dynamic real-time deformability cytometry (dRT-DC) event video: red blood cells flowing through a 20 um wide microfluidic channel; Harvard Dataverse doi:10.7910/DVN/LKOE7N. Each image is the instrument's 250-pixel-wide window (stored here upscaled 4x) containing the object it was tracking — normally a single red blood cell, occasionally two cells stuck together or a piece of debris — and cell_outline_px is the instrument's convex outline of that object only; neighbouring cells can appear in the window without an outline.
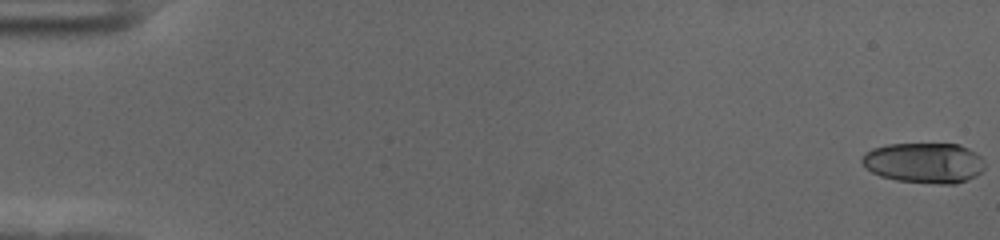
{"species": "human", "species_latin": "Homo sapiens", "temperature_condition": "cold", "stored_images_in_passage": 57, "camera_frame_rate_fps": 3000, "um_per_image_px": 0.085, "donor": {"sex": "female"}, "frame": {"image": 1, "passage_image": 1, "time_ms": 0.0, "image_size_px": [1000, 240], "cell_outline_px": [[984, 168], [976, 176], [968, 180], [956, 184], [940, 184], [896, 180], [880, 176], [864, 168], [860, 160], [864, 152], [872, 148], [888, 144], [960, 144], [976, 152], [984, 160]], "centroid_in_image_um": [78.54, 13.84], "position_along_channel_um": 6.5, "area_um2": 29.25}}
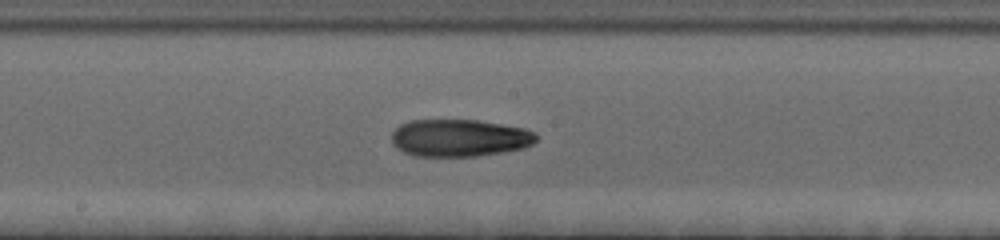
{"frame": {"image": 2, "passage_image": 32, "time_ms": 10.333, "image_size_px": [1000, 240], "cell_outline_px": [[536, 140], [532, 144], [524, 148], [476, 156], [416, 156], [404, 152], [396, 148], [392, 144], [392, 132], [400, 124], [412, 120], [476, 120], [524, 128], [536, 132]], "centroid_in_image_um": [39.03, 11.72], "position_along_channel_um": 209.2, "area_um2": 31.39}}
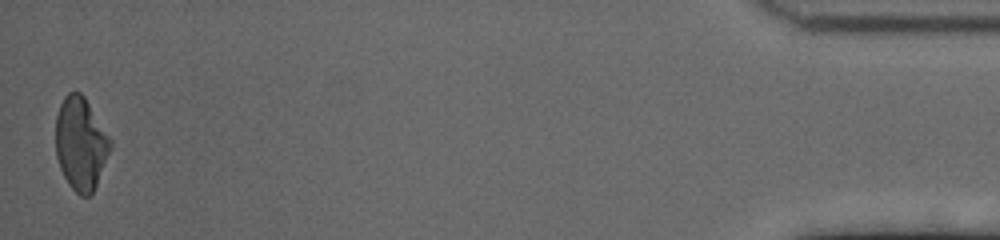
{"frame": {"image": 3, "passage_image": 57, "time_ms": 18.667, "image_size_px": [1000, 240], "cell_outline_px": [[112, 148], [96, 184], [92, 192], [88, 196], [80, 196], [68, 184], [60, 168], [56, 156], [56, 116], [60, 104], [64, 96], [68, 92], [80, 92], [84, 96], [112, 140]], "centroid_in_image_um": [6.86, 12.2], "position_along_channel_um": 428.3, "area_um2": 29.54}, "authors_computed_cell_mechanics": {"area_um2": 30.4606, "velocity_mm_per_s": 3.6344, "shape_relaxation_time_tau1_ms": 4.9412, "shape_relaxation_time_tau2_ms": 3.7516, "deformation_change_tau1": 0.2101, "deformation_change_tau2": 0.1082}}